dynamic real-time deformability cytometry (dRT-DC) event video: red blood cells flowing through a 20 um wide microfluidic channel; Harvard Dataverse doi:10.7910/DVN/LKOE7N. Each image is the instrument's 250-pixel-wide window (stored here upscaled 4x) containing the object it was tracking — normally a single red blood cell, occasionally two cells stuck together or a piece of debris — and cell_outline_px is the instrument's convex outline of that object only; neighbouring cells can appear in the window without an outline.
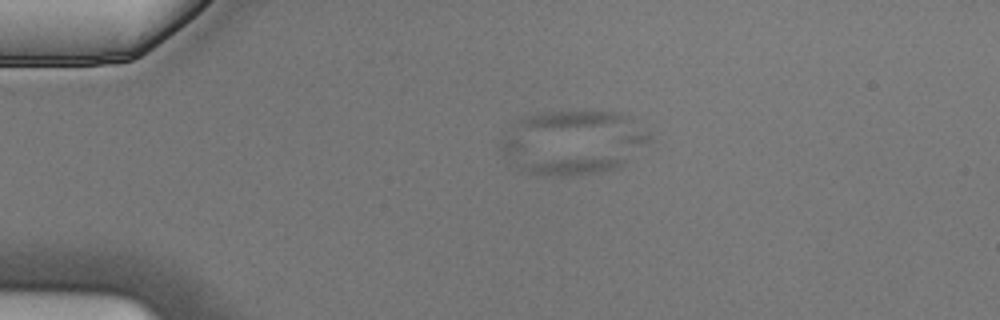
{"species": "Egyptian fruit bat (a non-hibernating species)", "species_latin": "Rousettus aegyptiacus", "temperature_condition": "cold", "stored_images_in_passage": 8, "camera_frame_rate_fps": 3000, "um_per_image_px": 0.085, "animal": {"sex": "male"}, "frame": {"image": 1, "passage_image": 3, "time_ms": 0.667, "image_size_px": [1000, 320], "cell_outline_px": [[624, 164], [616, 168], [600, 172], [568, 176], [536, 176], [524, 172], [508, 160], [500, 152], [500, 140], [512, 136], [516, 136], [616, 156], [624, 160]], "centroid_in_image_um": [47.16, 13.45], "position_along_channel_um": 37.8, "area_um2": 22.95}}